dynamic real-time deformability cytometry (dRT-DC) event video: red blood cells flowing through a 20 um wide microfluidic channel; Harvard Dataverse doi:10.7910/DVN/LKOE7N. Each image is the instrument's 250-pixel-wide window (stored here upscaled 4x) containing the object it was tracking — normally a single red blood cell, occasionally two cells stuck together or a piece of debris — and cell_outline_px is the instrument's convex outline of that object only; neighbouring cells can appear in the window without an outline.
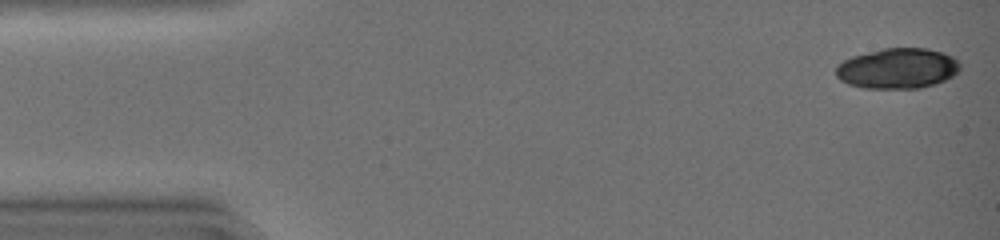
{"species": "common noctule bat (a hibernating species)", "species_latin": "Nyctalus noctula", "temperature_condition": "warm", "stored_images_in_passage": 31, "camera_frame_rate_fps": 3000, "um_per_image_px": 0.085, "animal": {"sex": "female", "body_mass_g": 19.0, "forearm_length_mm": 51.5}, "frame": {"image": 1, "passage_image": 1, "time_ms": 0.0, "image_size_px": [1000, 240], "cell_outline_px": [[960, 68], [952, 76], [936, 84], [920, 88], [864, 88], [848, 84], [840, 80], [836, 76], [836, 64], [852, 56], [884, 48], [928, 48], [952, 56], [960, 64]], "centroid_in_image_um": [76.27, 5.82], "position_along_channel_um": 8.7, "area_um2": 29.19}}
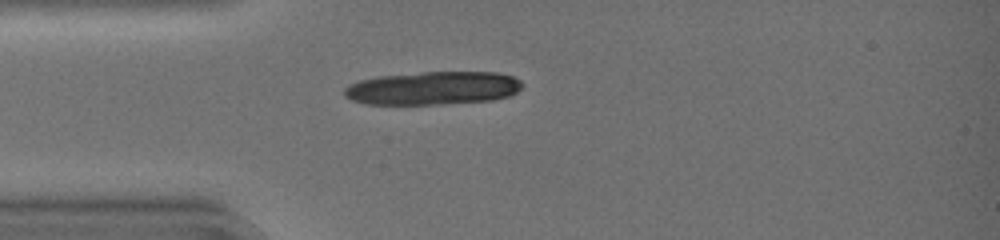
{"frame": {"image": 2, "passage_image": 12, "time_ms": 3.667, "image_size_px": [1000, 240], "cell_outline_px": [[524, 84], [512, 96], [492, 100], [444, 104], [364, 104], [352, 100], [344, 96], [344, 88], [348, 84], [360, 80], [376, 76], [424, 72], [496, 72], [512, 76], [520, 80]], "centroid_in_image_um": [36.8, 7.49], "position_along_channel_um": 48.2, "area_um2": 34.8}}